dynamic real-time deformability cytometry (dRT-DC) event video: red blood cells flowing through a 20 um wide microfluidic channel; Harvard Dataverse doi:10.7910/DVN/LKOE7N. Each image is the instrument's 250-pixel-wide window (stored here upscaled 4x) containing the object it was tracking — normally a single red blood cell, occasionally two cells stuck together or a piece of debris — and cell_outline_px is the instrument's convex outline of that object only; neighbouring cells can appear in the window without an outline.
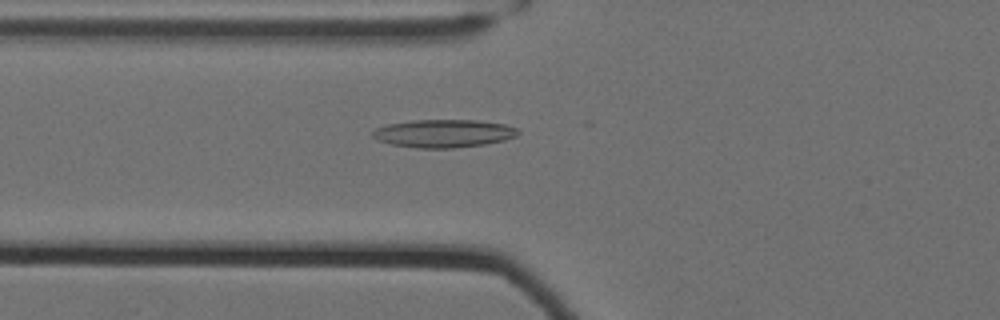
{"species": "Egyptian fruit bat (a non-hibernating species)", "species_latin": "Rousettus aegyptiacus", "temperature_condition": "cold", "stored_images_in_passage": 36, "camera_frame_rate_fps": 3000, "um_per_image_px": 0.085, "animal": {"sex": "female"}, "frame": {"image": 1, "passage_image": 5, "time_ms": 1.333, "image_size_px": [1000, 320], "cell_outline_px": [[520, 132], [516, 136], [504, 140], [484, 144], [452, 148], [416, 148], [392, 144], [376, 140], [372, 136], [372, 132], [376, 128], [388, 124], [412, 120], [476, 120], [504, 124], [516, 128]], "centroid_in_image_um": [37.69, 11.34], "position_along_channel_um": 88.1, "area_um2": 23.64}}
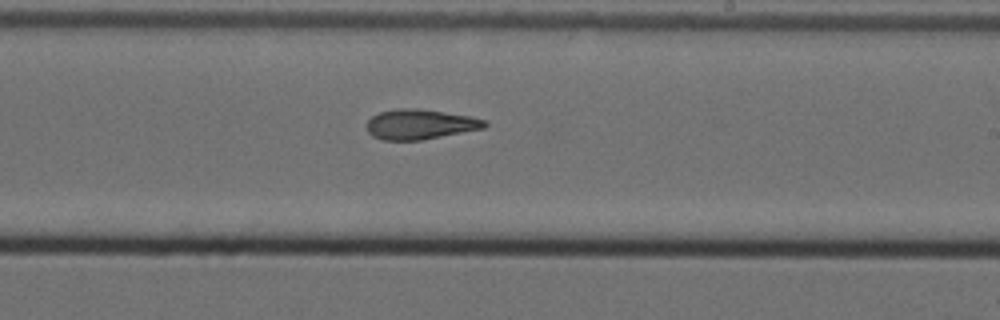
{"frame": {"image": 2, "passage_image": 19, "time_ms": 6.0, "image_size_px": [1000, 320], "cell_outline_px": [[488, 124], [484, 128], [420, 140], [384, 140], [372, 136], [368, 132], [368, 120], [372, 116], [380, 112], [396, 108], [416, 108], [472, 116], [484, 120]], "centroid_in_image_um": [35.7, 10.56], "position_along_channel_um": 253.3, "area_um2": 20.46}}
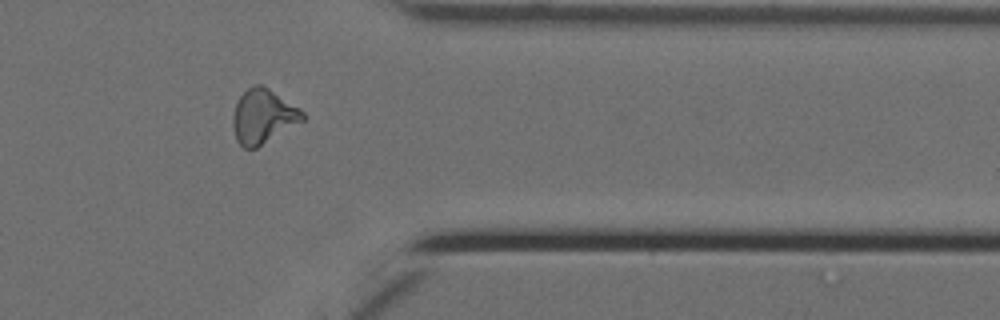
{"frame": {"image": 3, "passage_image": 31, "time_ms": 10.0, "image_size_px": [1000, 320], "cell_outline_px": [[308, 116], [304, 120], [256, 148], [244, 148], [236, 140], [232, 124], [232, 116], [236, 104], [240, 96], [248, 88], [256, 84], [260, 84], [268, 88], [300, 108]], "centroid_in_image_um": [22.37, 9.89], "position_along_channel_um": 389.0, "area_um2": 21.96}, "authors_computed_cell_mechanics": {"area_um2": 20.808, "velocity_mm_per_s": 3.5119, "shape_relaxation_time_tau1_ms": null, "shape_relaxation_time_tau2_ms": 3.5751, "deformation_change_tau1": null, "deformation_change_tau2": 0.1096}}